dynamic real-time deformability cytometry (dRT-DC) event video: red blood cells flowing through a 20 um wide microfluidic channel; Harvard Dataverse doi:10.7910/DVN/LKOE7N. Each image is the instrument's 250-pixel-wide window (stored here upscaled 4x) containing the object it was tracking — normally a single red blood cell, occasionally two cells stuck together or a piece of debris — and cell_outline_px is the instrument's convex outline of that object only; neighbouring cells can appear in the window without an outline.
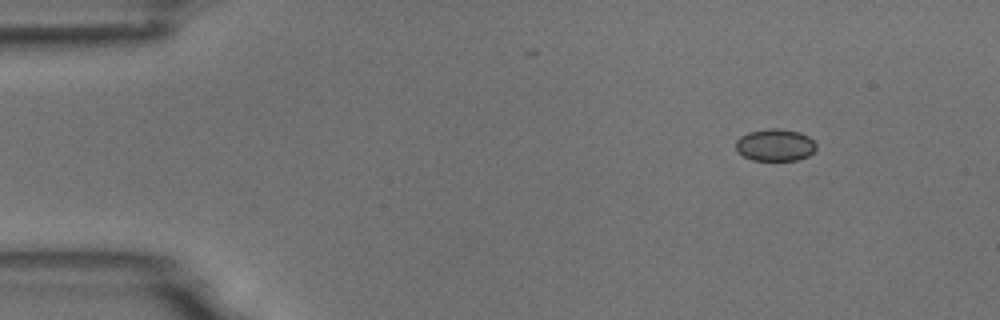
{"species": "common noctule bat (a hibernating species)", "species_latin": "Nyctalus noctula", "temperature_condition": "room temperature", "stored_images_in_passage": 4, "camera_frame_rate_fps": 3000, "um_per_image_px": 0.085, "animal": {"sex": "male", "body_mass_g": 18.8}, "frame": {"image": 1, "passage_image": 1, "time_ms": 0.0, "image_size_px": [1000, 320], "cell_outline_px": [[816, 148], [808, 156], [796, 160], [752, 160], [736, 152], [736, 140], [740, 136], [748, 132], [768, 128], [780, 128], [800, 132], [808, 136], [816, 144]], "centroid_in_image_um": [65.86, 12.31], "position_along_channel_um": 19.1, "area_um2": 15.14}}
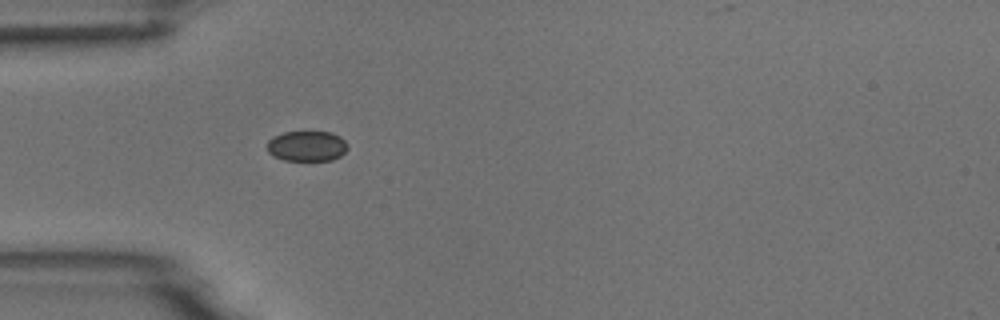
{"frame": {"image": 2, "passage_image": 4, "time_ms": 3.333, "image_size_px": [1000, 320], "cell_outline_px": [[348, 148], [340, 156], [332, 160], [284, 160], [268, 152], [268, 140], [272, 136], [284, 132], [332, 132], [340, 136], [348, 144]], "centroid_in_image_um": [26.11, 12.4], "position_along_channel_um": 58.9, "area_um2": 14.22}}